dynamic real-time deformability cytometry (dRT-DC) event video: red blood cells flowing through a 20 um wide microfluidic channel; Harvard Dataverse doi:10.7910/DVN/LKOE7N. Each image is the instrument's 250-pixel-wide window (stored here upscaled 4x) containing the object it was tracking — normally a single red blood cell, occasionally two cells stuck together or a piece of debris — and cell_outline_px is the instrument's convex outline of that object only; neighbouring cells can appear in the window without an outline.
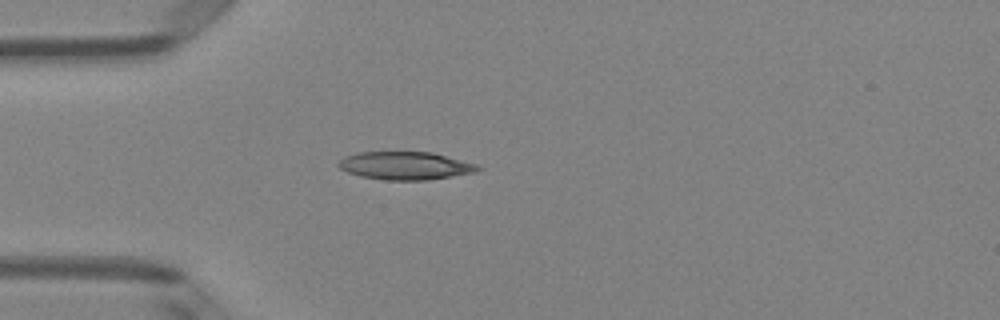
{"species": "Egyptian fruit bat (a non-hibernating species)", "species_latin": "Rousettus aegyptiacus", "temperature_condition": "room temperature", "stored_images_in_passage": 4, "camera_frame_rate_fps": 3000, "um_per_image_px": 0.085, "animal": {"sex": "female"}, "frame": {"image": 1, "passage_image": 4, "time_ms": 1.0, "image_size_px": [1000, 320], "cell_outline_px": [[484, 168], [476, 172], [428, 180], [384, 180], [360, 176], [348, 172], [340, 168], [336, 164], [344, 156], [356, 152], [432, 152], [480, 164]], "centroid_in_image_um": [34.49, 14.08], "position_along_channel_um": 50.5, "area_um2": 23.0}}